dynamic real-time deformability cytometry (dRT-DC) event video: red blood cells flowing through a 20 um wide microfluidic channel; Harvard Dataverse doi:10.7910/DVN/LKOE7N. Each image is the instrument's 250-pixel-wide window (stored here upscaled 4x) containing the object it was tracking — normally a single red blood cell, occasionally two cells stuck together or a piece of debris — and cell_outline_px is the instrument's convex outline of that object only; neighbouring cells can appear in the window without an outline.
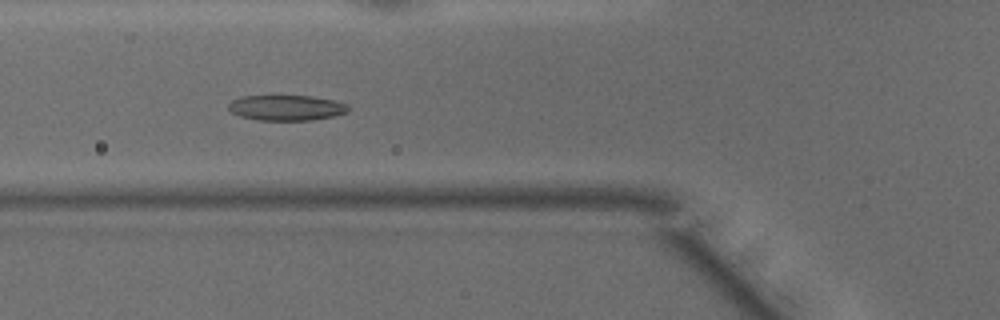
{"species": "common noctule bat (a hibernating species)", "species_latin": "Nyctalus noctula", "temperature_condition": "warm", "stored_images_in_passage": 49, "camera_frame_rate_fps": 3000, "um_per_image_px": 0.085, "animal": {"sex": "male", "body_mass_g": 15.6}, "frame": {"image": 1, "passage_image": 18, "time_ms": 5.667, "image_size_px": [1000, 320], "cell_outline_px": [[352, 108], [348, 112], [336, 116], [312, 120], [260, 120], [240, 116], [232, 112], [228, 108], [228, 104], [232, 100], [244, 96], [312, 96], [332, 100], [348, 104]], "centroid_in_image_um": [24.4, 9.16], "position_along_channel_um": 101.4, "area_um2": 17.8}}
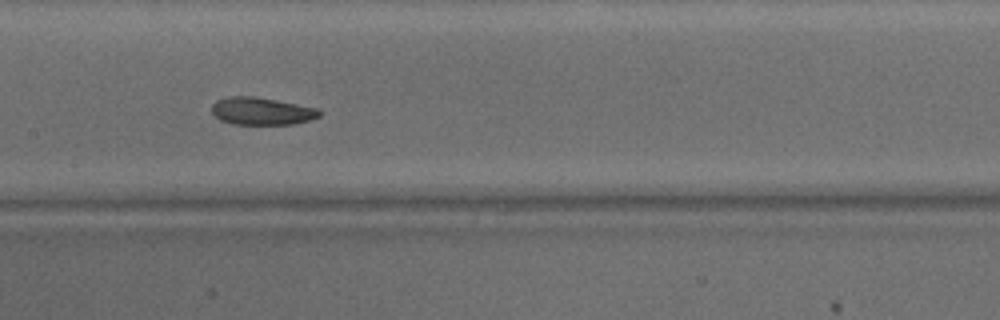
{"frame": {"image": 2, "passage_image": 24, "time_ms": 7.667, "image_size_px": [1000, 320], "cell_outline_px": [[324, 112], [320, 116], [308, 120], [292, 124], [232, 124], [220, 120], [212, 112], [212, 104], [216, 100], [228, 96], [252, 96], [276, 100], [316, 108]], "centroid_in_image_um": [22.22, 9.44], "position_along_channel_um": 185.2, "area_um2": 17.17}}
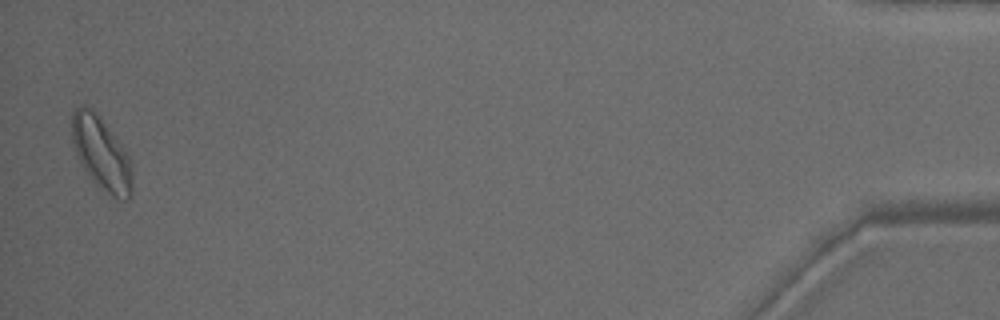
{"frame": {"image": 3, "passage_image": 48, "time_ms": 15.667, "image_size_px": [1000, 320], "cell_outline_px": [[132, 196], [128, 200], [124, 200], [112, 196], [100, 188], [88, 172], [80, 160], [72, 144], [72, 112], [76, 108], [84, 104], [92, 108], [100, 116], [112, 132], [128, 156], [132, 168]], "centroid_in_image_um": [8.63, 13.02], "position_along_channel_um": 426.6, "area_um2": 25.32}, "authors_computed_cell_mechanics": {"area_um2": 19.0162, "velocity_mm_per_s": 4.1686, "shape_relaxation_time_tau1_ms": 4.373, "shape_relaxation_time_tau2_ms": 3.4598, "deformation_change_tau1": 0.1128, "deformation_change_tau2": 0.1026}}